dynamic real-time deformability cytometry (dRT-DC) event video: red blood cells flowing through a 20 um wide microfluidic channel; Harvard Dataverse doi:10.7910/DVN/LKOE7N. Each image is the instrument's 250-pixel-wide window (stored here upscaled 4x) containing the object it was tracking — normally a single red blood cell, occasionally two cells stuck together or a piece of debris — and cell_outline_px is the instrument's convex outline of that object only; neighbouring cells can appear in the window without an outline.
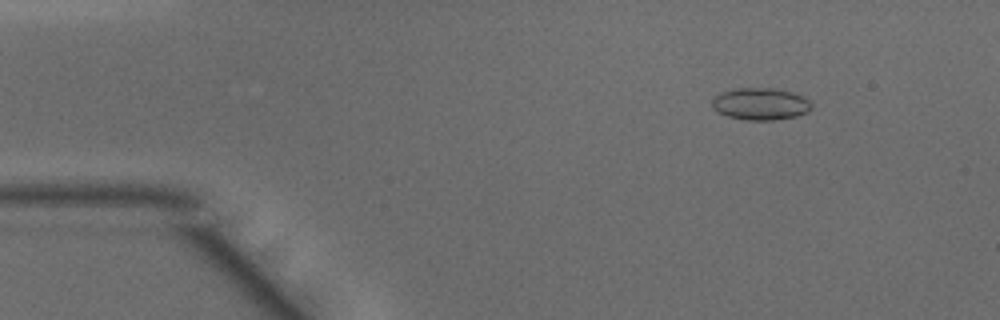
{"species": "common noctule bat (a hibernating species)", "species_latin": "Nyctalus noctula", "temperature_condition": "warm", "stored_images_in_passage": 40, "camera_frame_rate_fps": 3000, "um_per_image_px": 0.085, "animal": {"sex": "male", "body_mass_g": 15.6}, "frame": {"image": 1, "passage_image": 6, "time_ms": 1.667, "image_size_px": [1000, 320], "cell_outline_px": [[812, 108], [808, 112], [796, 116], [772, 120], [744, 120], [728, 116], [712, 108], [712, 100], [720, 92], [736, 88], [776, 88], [792, 92], [804, 96], [812, 104]], "centroid_in_image_um": [64.66, 8.82], "position_along_channel_um": 20.3, "area_um2": 18.67}}
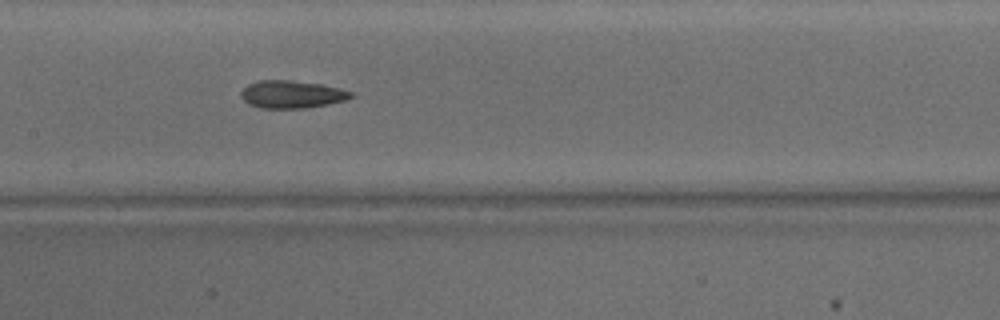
{"frame": {"image": 2, "passage_image": 23, "time_ms": 7.333, "image_size_px": [1000, 320], "cell_outline_px": [[352, 96], [344, 100], [328, 104], [304, 108], [260, 108], [248, 104], [240, 96], [240, 92], [248, 84], [260, 80], [288, 80], [320, 84], [340, 88], [352, 92]], "centroid_in_image_um": [24.76, 8.02], "position_along_channel_um": 182.6, "area_um2": 17.57}}
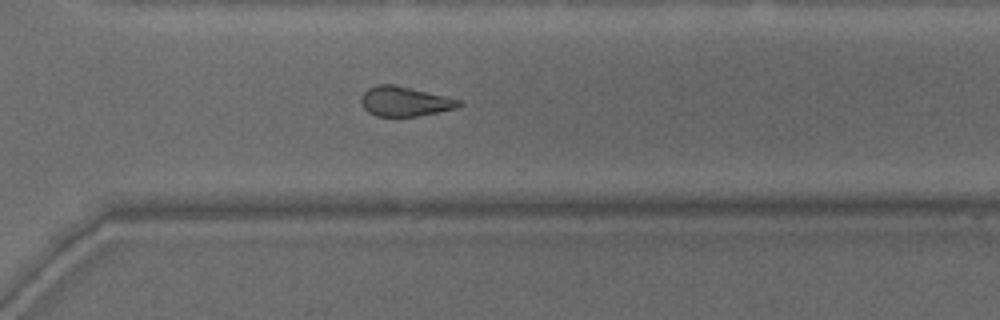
{"frame": {"image": 3, "passage_image": 34, "time_ms": 11.0, "image_size_px": [1000, 320], "cell_outline_px": [[464, 104], [456, 108], [416, 116], [376, 116], [368, 112], [364, 108], [360, 100], [360, 96], [368, 88], [380, 84], [392, 84], [444, 96], [460, 100]], "centroid_in_image_um": [34.37, 8.62], "position_along_channel_um": 336.2, "area_um2": 16.65}, "authors_computed_cell_mechanics": {"area_um2": 17.5134, "velocity_mm_per_s": 4.1969, "shape_relaxation_time_tau1_ms": null, "shape_relaxation_time_tau2_ms": 3.2216, "deformation_change_tau1": null, "deformation_change_tau2": 0.1312}}